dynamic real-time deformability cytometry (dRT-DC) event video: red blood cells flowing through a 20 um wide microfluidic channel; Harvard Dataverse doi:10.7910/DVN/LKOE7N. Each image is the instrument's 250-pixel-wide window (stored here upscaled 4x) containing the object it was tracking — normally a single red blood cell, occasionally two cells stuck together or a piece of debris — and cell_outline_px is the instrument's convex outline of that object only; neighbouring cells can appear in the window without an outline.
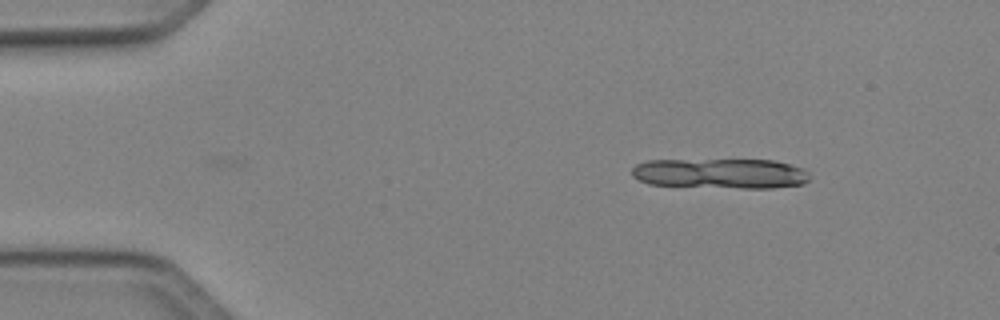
{"species": "Egyptian fruit bat (a non-hibernating species)", "species_latin": "Rousettus aegyptiacus", "temperature_condition": "cold", "stored_images_in_passage": 41, "segment_of_instrument_passage": [1, 2], "camera_frame_rate_fps": 3000, "um_per_image_px": 0.085, "animal": {"sex": "female"}, "frame": {"image": 1, "passage_image": 1, "time_ms": 0.0, "image_size_px": [1000, 320], "cell_outline_px": [[808, 180], [804, 184], [772, 188], [740, 188], [648, 184], [632, 176], [632, 168], [636, 164], [648, 160], [772, 160], [804, 168], [808, 172]], "centroid_in_image_um": [61.25, 14.75], "position_along_channel_um": 23.8, "area_um2": 31.15}}